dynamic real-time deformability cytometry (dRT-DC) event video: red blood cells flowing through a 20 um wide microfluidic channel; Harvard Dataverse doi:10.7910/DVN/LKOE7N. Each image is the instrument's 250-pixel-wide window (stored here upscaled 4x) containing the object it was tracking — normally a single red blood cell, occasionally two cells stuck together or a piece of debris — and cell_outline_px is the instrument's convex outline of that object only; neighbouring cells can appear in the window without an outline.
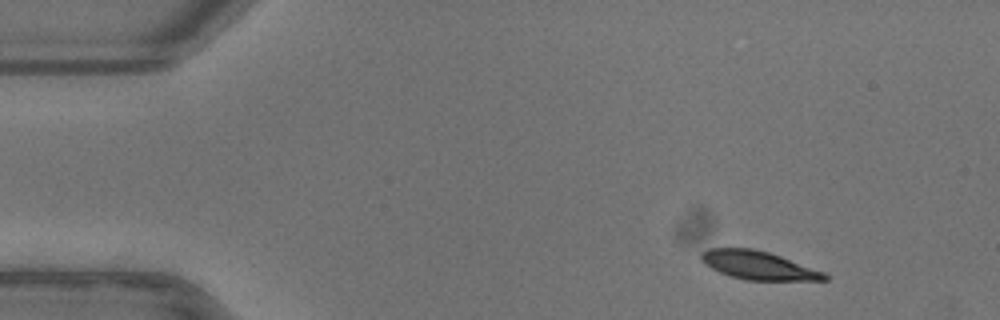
{"species": "common noctule bat (a hibernating species)", "species_latin": "Nyctalus noctula", "temperature_condition": "warm", "stored_images_in_passage": 47, "camera_frame_rate_fps": 3000, "um_per_image_px": 0.085, "animal": {"sex": "female"}, "frame": {"image": 1, "passage_image": 1, "time_ms": 0.0, "image_size_px": [1000, 320], "cell_outline_px": [[828, 280], [748, 280], [732, 276], [720, 272], [704, 264], [700, 260], [700, 252], [708, 248], [752, 248], [768, 252], [780, 256], [824, 272], [828, 276]], "centroid_in_image_um": [64.42, 22.54], "position_along_channel_um": 20.6, "area_um2": 20.23}}
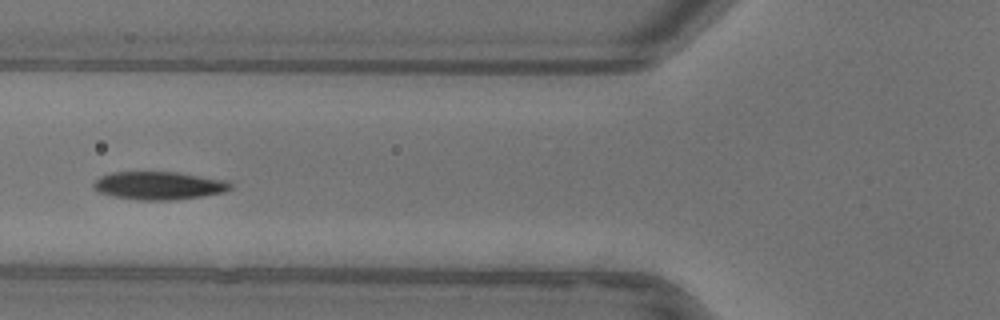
{"frame": {"image": 2, "passage_image": 15, "time_ms": 4.667, "image_size_px": [1000, 320], "cell_outline_px": [[232, 188], [224, 192], [176, 200], [136, 200], [112, 196], [96, 192], [92, 188], [92, 184], [100, 176], [112, 172], [176, 172], [228, 180], [232, 184]], "centroid_in_image_um": [13.47, 15.78], "position_along_channel_um": 112.3, "area_um2": 22.6}}
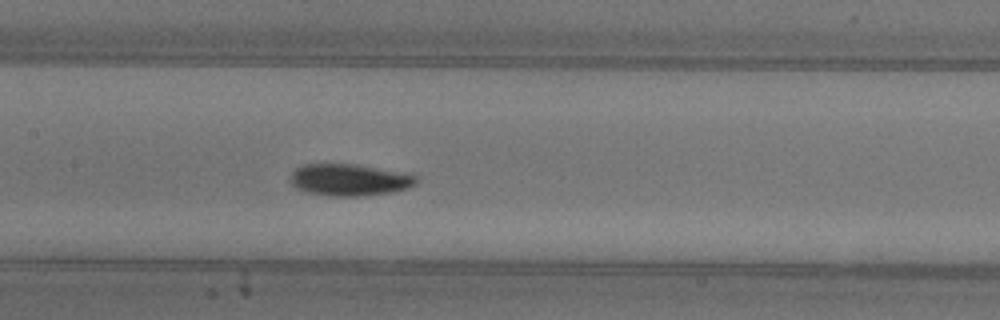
{"frame": {"image": 3, "passage_image": 20, "time_ms": 6.333, "image_size_px": [1000, 320], "cell_outline_px": [[416, 184], [408, 188], [392, 192], [360, 196], [328, 196], [308, 192], [296, 188], [288, 180], [292, 172], [296, 168], [304, 164], [356, 164], [412, 172], [416, 176]], "centroid_in_image_um": [29.74, 15.27], "position_along_channel_um": 177.7, "area_um2": 23.81}, "authors_computed_cell_mechanics": {"area_um2": 22.1952, "velocity_mm_per_s": 3.9129, "shape_relaxation_time_tau1_ms": 2.9906, "shape_relaxation_time_tau2_ms": null, "deformation_change_tau1": 0.1462, "deformation_change_tau2": null}}